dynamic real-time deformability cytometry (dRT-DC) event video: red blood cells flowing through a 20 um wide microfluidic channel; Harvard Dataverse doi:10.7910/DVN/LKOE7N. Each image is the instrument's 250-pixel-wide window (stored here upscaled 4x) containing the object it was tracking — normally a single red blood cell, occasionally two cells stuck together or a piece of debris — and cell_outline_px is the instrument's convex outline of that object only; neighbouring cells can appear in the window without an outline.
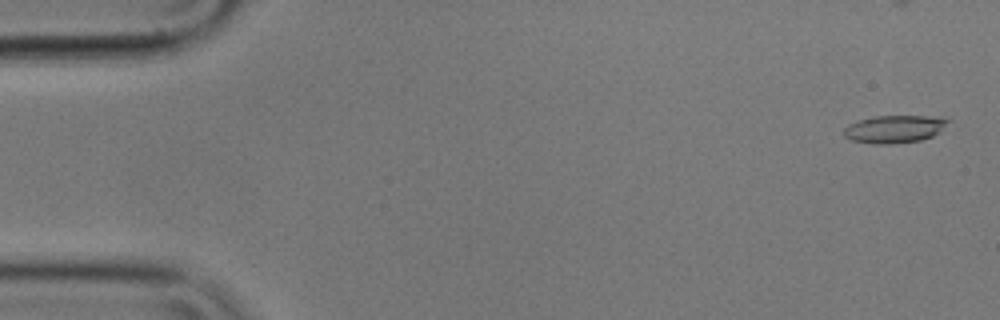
{"species": "common noctule bat (a hibernating species)", "species_latin": "Nyctalus noctula", "temperature_condition": "cold", "stored_images_in_passage": 50, "camera_frame_rate_fps": 3000, "um_per_image_px": 0.085, "animal": {"sex": "male", "body_mass_g": 17.9}, "frame": {"image": 1, "passage_image": 2, "time_ms": 0.333, "image_size_px": [1000, 320], "cell_outline_px": [[952, 120], [940, 132], [932, 136], [920, 140], [892, 144], [872, 144], [852, 140], [844, 136], [844, 128], [848, 124], [872, 116], [940, 116]], "centroid_in_image_um": [76.06, 10.96], "position_along_channel_um": 8.9, "area_um2": 16.99}}
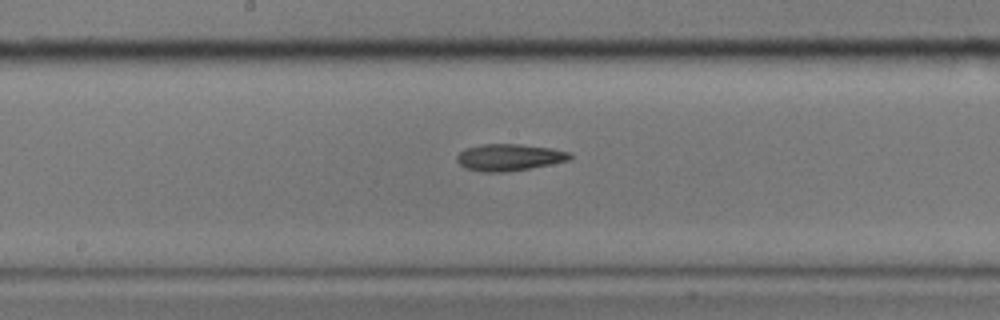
{"frame": {"image": 2, "passage_image": 29, "time_ms": 9.333, "image_size_px": [1000, 320], "cell_outline_px": [[572, 156], [568, 160], [508, 172], [480, 172], [464, 168], [456, 160], [456, 156], [464, 148], [480, 144], [520, 144], [552, 148], [572, 152]], "centroid_in_image_um": [43.23, 13.37], "position_along_channel_um": 205.0, "area_um2": 17.74}}
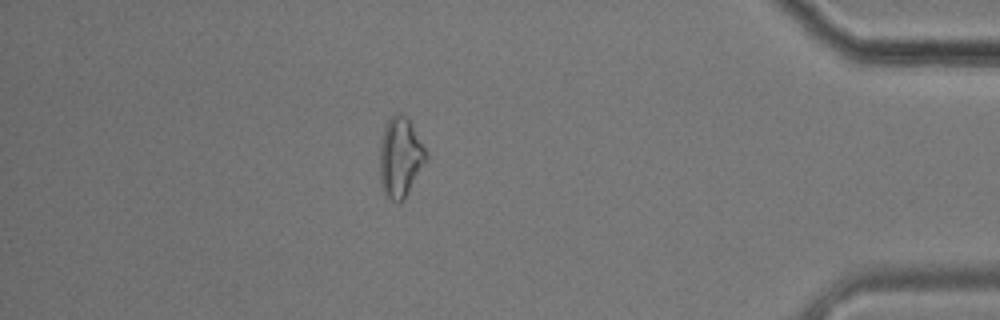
{"frame": {"image": 3, "passage_image": 49, "time_ms": 16.0, "image_size_px": [1000, 320], "cell_outline_px": [[428, 160], [404, 200], [400, 204], [384, 196], [380, 180], [380, 144], [384, 128], [388, 120], [396, 112], [400, 112], [408, 116], [428, 156]], "centroid_in_image_um": [34.03, 13.39], "position_along_channel_um": 401.2, "area_um2": 21.91}}